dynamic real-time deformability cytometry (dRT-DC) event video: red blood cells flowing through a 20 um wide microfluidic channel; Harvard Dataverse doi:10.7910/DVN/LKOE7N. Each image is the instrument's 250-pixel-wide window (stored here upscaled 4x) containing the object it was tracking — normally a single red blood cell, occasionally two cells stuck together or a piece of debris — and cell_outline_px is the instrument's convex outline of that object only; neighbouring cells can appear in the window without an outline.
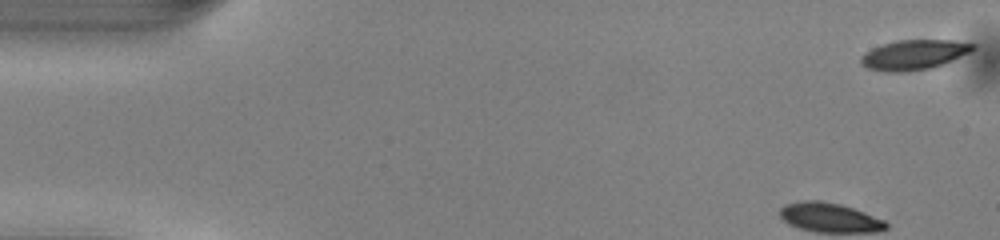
{"species": "common noctule bat (a hibernating species)", "species_latin": "Nyctalus noctula", "temperature_condition": "warm", "stored_images_in_passage": 48, "camera_frame_rate_fps": 3000, "um_per_image_px": 0.085, "animal": {"sex": "male", "body_mass_g": 13.0, "forearm_length_mm": 53.1}, "frame": {"image": 1, "passage_image": 1, "time_ms": 0.0, "image_size_px": [1000, 240], "cell_outline_px": [[976, 48], [944, 64], [932, 68], [908, 72], [884, 72], [868, 68], [860, 64], [860, 56], [872, 48], [896, 40], [952, 40], [976, 44]], "centroid_in_image_um": [77.66, 4.66], "position_along_channel_um": 7.3, "area_um2": 19.59}}
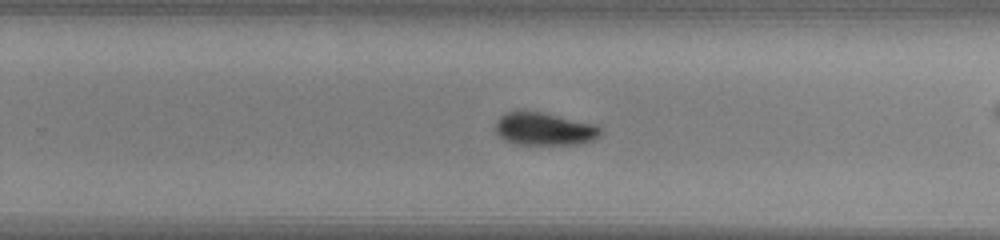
{"frame": {"image": 2, "passage_image": 29, "time_ms": 9.333, "image_size_px": [1000, 240], "cell_outline_px": [[604, 132], [596, 140], [580, 144], [512, 144], [504, 140], [496, 132], [496, 120], [504, 112], [540, 112], [596, 124]], "centroid_in_image_um": [46.3, 10.98], "position_along_channel_um": 283.5, "area_um2": 20.11}}
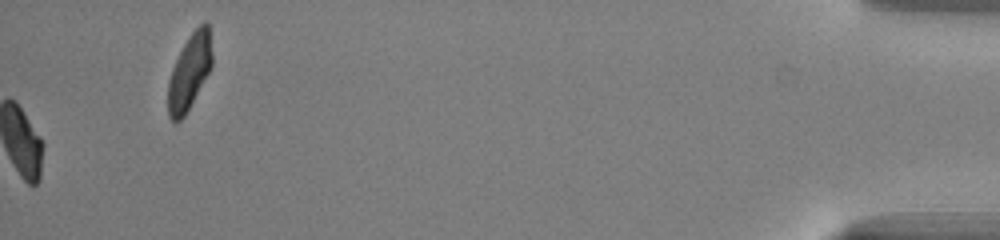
{"frame": {"image": 3, "passage_image": 48, "time_ms": 15.667, "image_size_px": [1000, 240], "cell_outline_px": [[212, 68], [184, 116], [180, 120], [172, 120], [168, 116], [168, 80], [172, 68], [184, 44], [192, 32], [204, 20], [208, 20], [212, 52]], "centroid_in_image_um": [16.13, 6.07], "position_along_channel_um": 419.1, "area_um2": 19.31}, "authors_computed_cell_mechanics": {"area_um2": 20.0277, "velocity_mm_per_s": 4.0821, "shape_relaxation_time_tau1_ms": 3.0149, "shape_relaxation_time_tau2_ms": null, "deformation_change_tau1": 0.1121, "deformation_change_tau2": null}}